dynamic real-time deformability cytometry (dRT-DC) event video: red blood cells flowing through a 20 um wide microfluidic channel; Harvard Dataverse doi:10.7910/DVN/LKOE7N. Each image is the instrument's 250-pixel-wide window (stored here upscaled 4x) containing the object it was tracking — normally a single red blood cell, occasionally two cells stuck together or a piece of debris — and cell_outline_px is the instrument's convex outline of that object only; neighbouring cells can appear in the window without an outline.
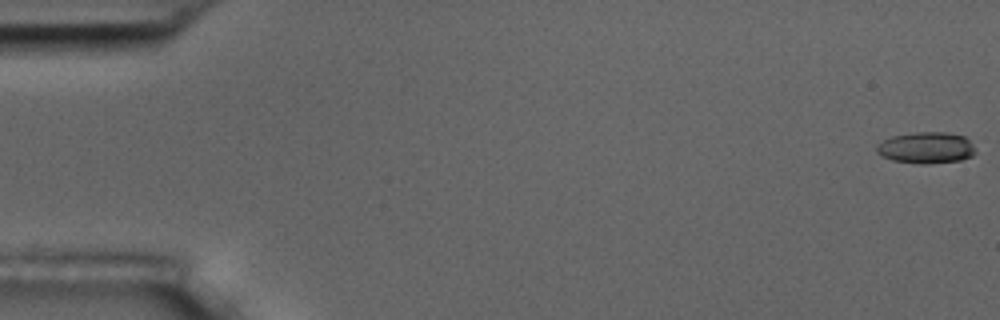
{"species": "common noctule bat (a hibernating species)", "species_latin": "Nyctalus noctula", "temperature_condition": "room temperature", "stored_images_in_passage": 15, "camera_frame_rate_fps": 3000, "um_per_image_px": 0.085, "animal": {"sex": "male", "body_mass_g": 17.5, "forearm_length_mm": 52.3}, "frame": {"image": 1, "passage_image": 1, "time_ms": 0.0, "image_size_px": [1000, 320], "cell_outline_px": [[976, 152], [972, 156], [960, 160], [924, 164], [920, 164], [892, 160], [880, 156], [876, 152], [876, 144], [892, 136], [916, 132], [948, 132], [964, 136], [976, 148]], "centroid_in_image_um": [78.71, 12.56], "position_along_channel_um": 6.3, "area_um2": 18.21}}
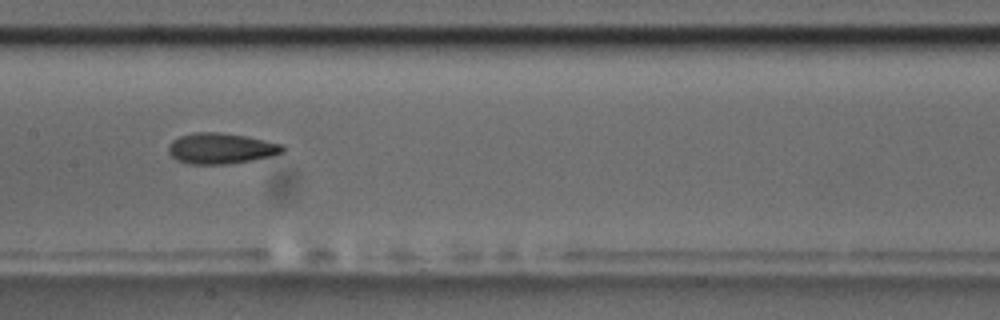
{"frame": {"image": 2, "passage_image": 8, "time_ms": 9.0, "image_size_px": [1000, 320], "cell_outline_px": [[284, 152], [272, 156], [252, 160], [224, 164], [188, 164], [176, 160], [168, 152], [168, 144], [172, 140], [180, 136], [192, 132], [220, 132], [248, 136], [284, 144]], "centroid_in_image_um": [18.78, 12.6], "position_along_channel_um": 188.6, "area_um2": 20.75}}
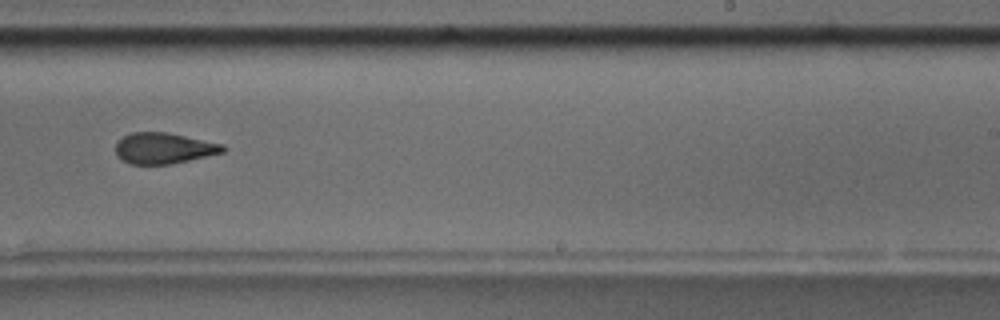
{"frame": {"image": 3, "passage_image": 10, "time_ms": 11.333, "image_size_px": [1000, 320], "cell_outline_px": [[228, 148], [224, 152], [172, 164], [132, 164], [116, 156], [116, 140], [132, 132], [168, 132], [224, 144]], "centroid_in_image_um": [13.94, 12.59], "position_along_channel_um": 275.1, "area_um2": 19.48}, "authors_computed_cell_mechanics": {"area_um2": 19.9988, "velocity_mm_per_s": 3.7235, "shape_relaxation_time_tau1_ms": 11.1054, "shape_relaxation_time_tau2_ms": 2.6343, "deformation_change_tau1": 0.2562, "deformation_change_tau2": 0.1103}}